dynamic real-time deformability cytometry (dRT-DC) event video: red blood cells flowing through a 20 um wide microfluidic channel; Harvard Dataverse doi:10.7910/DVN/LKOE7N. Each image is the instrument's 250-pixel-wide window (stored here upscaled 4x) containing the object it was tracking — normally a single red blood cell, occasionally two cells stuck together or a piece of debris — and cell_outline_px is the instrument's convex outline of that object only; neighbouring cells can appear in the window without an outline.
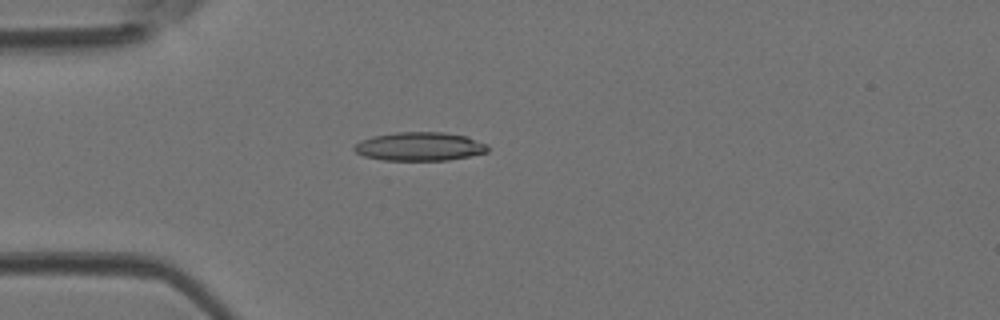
{"species": "Egyptian fruit bat (a non-hibernating species)", "species_latin": "Rousettus aegyptiacus", "temperature_condition": "room temperature", "stored_images_in_passage": 43, "camera_frame_rate_fps": 3000, "um_per_image_px": 0.085, "animal": {"sex": "female"}, "frame": {"image": 1, "passage_image": 10, "time_ms": 3.0, "image_size_px": [1000, 320], "cell_outline_px": [[488, 152], [448, 160], [384, 160], [364, 156], [356, 152], [352, 148], [360, 140], [372, 136], [396, 132], [444, 132], [468, 136], [488, 144]], "centroid_in_image_um": [35.68, 12.44], "position_along_channel_um": 49.3, "area_um2": 22.37}}
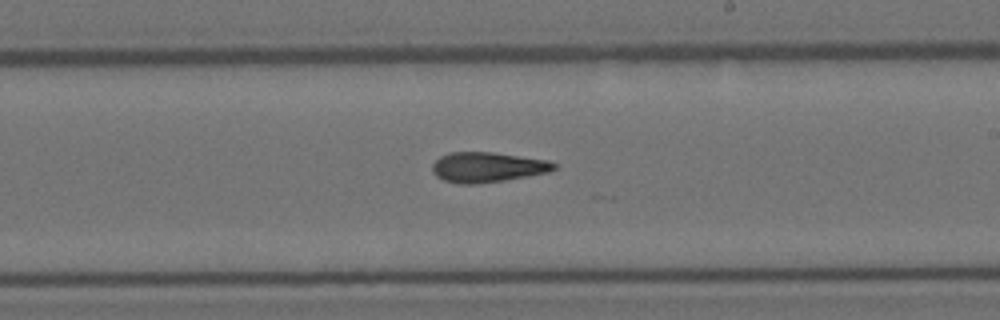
{"frame": {"image": 2, "passage_image": 24, "time_ms": 7.667, "image_size_px": [1000, 320], "cell_outline_px": [[556, 168], [548, 172], [528, 176], [504, 180], [476, 184], [460, 184], [444, 180], [436, 176], [432, 172], [432, 164], [440, 156], [448, 152], [492, 152], [548, 160], [556, 164]], "centroid_in_image_um": [41.4, 14.21], "position_along_channel_um": 247.6, "area_um2": 21.33}}
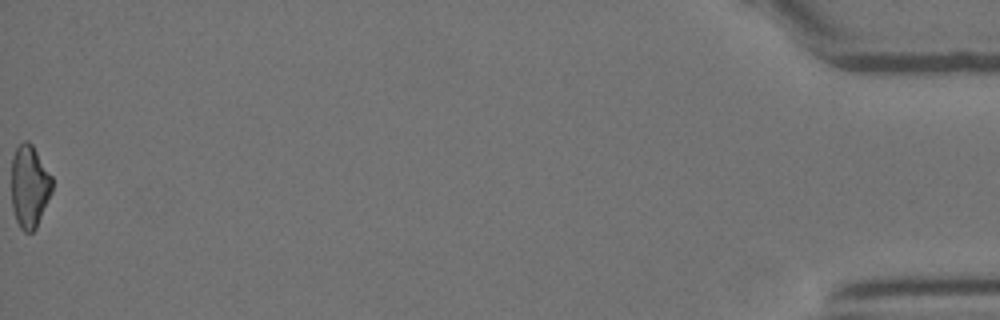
{"frame": {"image": 3, "passage_image": 43, "time_ms": 14.0, "image_size_px": [1000, 320], "cell_outline_px": [[52, 192], [36, 228], [32, 232], [24, 232], [20, 228], [16, 220], [12, 208], [12, 156], [16, 148], [24, 140], [28, 140], [32, 144], [52, 176]], "centroid_in_image_um": [2.5, 15.84], "position_along_channel_um": 432.7, "area_um2": 19.65}}